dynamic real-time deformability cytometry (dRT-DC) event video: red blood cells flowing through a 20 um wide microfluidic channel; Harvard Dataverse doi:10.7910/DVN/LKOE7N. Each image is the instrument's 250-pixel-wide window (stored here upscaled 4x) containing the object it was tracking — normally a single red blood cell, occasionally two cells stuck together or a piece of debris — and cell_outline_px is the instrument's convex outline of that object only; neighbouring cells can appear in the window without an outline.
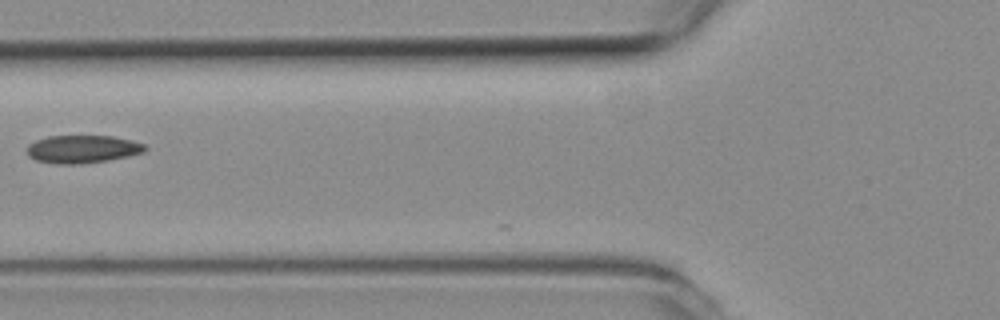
{"species": "common noctule bat (a hibernating species)", "species_latin": "Nyctalus noctula", "temperature_condition": "room temperature", "stored_images_in_passage": 5, "camera_frame_rate_fps": 3000, "um_per_image_px": 0.085, "animal": {"sex": "female", "body_mass_g": 19.3, "forearm_length_mm": 54.1}, "frame": {"image": 1, "passage_image": 3, "time_ms": 0.667, "image_size_px": [1000, 320], "cell_outline_px": [[148, 148], [144, 152], [128, 156], [108, 160], [80, 164], [56, 164], [36, 160], [28, 156], [28, 144], [36, 140], [48, 136], [112, 136], [132, 140], [144, 144]], "centroid_in_image_um": [7.02, 12.67], "position_along_channel_um": 118.8, "area_um2": 19.19}}